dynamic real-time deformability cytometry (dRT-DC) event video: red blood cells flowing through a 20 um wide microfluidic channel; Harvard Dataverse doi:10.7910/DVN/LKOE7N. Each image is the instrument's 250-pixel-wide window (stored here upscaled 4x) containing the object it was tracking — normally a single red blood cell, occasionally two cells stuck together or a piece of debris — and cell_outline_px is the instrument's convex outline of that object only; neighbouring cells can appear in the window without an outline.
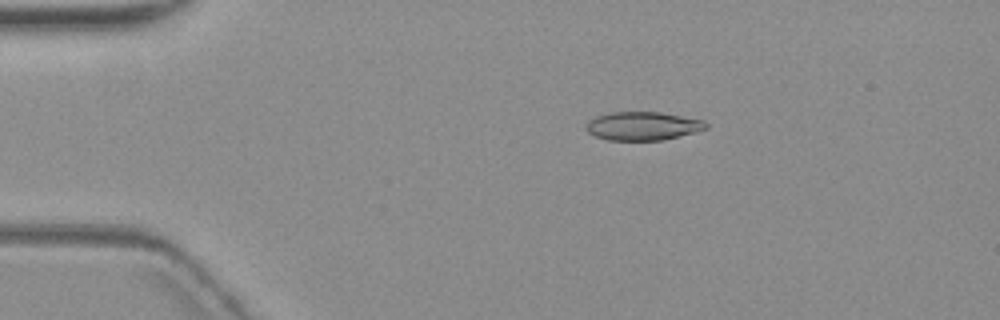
{"species": "common noctule bat (a hibernating species)", "species_latin": "Nyctalus noctula", "temperature_condition": "warm", "stored_images_in_passage": 5, "camera_frame_rate_fps": 3000, "um_per_image_px": 0.085, "animal": {"sex": "female", "body_mass_g": 19.3, "forearm_length_mm": 54.1}, "frame": {"image": 1, "passage_image": 3, "time_ms": 2.333, "image_size_px": [1000, 320], "cell_outline_px": [[708, 128], [696, 132], [660, 140], [608, 140], [596, 136], [588, 132], [584, 128], [588, 120], [596, 116], [612, 112], [660, 112], [704, 120], [708, 124]], "centroid_in_image_um": [54.63, 10.7], "position_along_channel_um": 30.4, "area_um2": 19.88}}
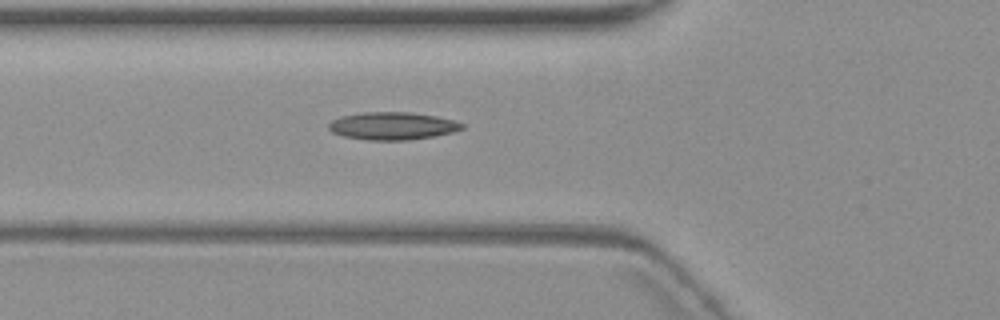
{"frame": {"image": 2, "passage_image": 5, "time_ms": 5.667, "image_size_px": [1000, 320], "cell_outline_px": [[464, 128], [452, 132], [436, 136], [408, 140], [368, 140], [344, 136], [332, 132], [328, 128], [328, 124], [332, 120], [340, 116], [364, 112], [412, 112], [436, 116], [452, 120], [464, 124]], "centroid_in_image_um": [33.35, 10.7], "position_along_channel_um": 92.4, "area_um2": 21.5}}